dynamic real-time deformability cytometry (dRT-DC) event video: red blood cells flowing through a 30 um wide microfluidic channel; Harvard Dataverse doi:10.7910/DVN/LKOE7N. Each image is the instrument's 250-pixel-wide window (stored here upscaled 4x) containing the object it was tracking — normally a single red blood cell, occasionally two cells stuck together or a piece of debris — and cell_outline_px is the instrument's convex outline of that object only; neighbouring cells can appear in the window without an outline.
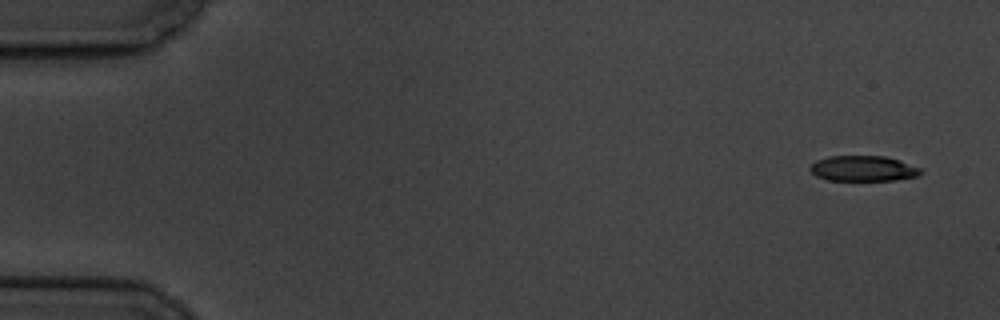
{"species": "common noctule bat (a hibernating species)", "species_latin": "Nyctalus noctula", "temperature_condition": "cold", "stored_images_in_passage": 13, "camera_frame_rate_fps": 3000, "um_per_image_px": 0.085, "animal": {"sex": "male", "body_mass_g": 19.5, "forearm_length_mm": 54.6}, "frame": {"image": 1, "passage_image": 1, "time_ms": 0.0, "image_size_px": [1000, 320], "cell_outline_px": [[924, 172], [920, 176], [896, 180], [828, 180], [816, 176], [808, 168], [816, 160], [828, 156], [884, 156], [924, 168]], "centroid_in_image_um": [73.42, 14.32], "position_along_channel_um": 11.6, "area_um2": 16.59}}
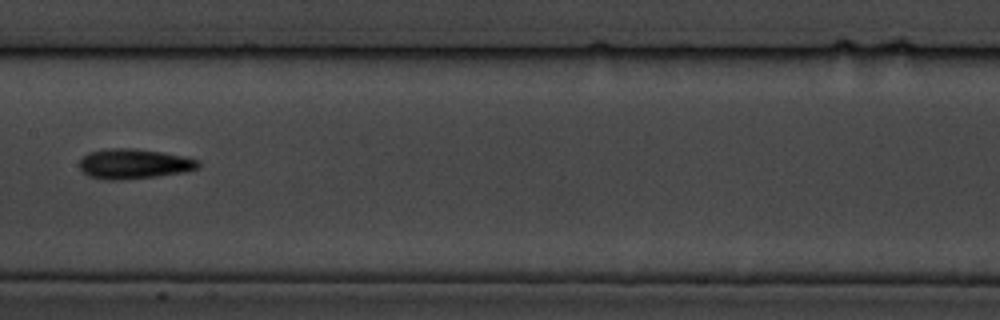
{"frame": {"image": 2, "passage_image": 8, "time_ms": 9.0, "image_size_px": [1000, 320], "cell_outline_px": [[200, 168], [184, 172], [156, 176], [120, 180], [104, 180], [88, 176], [80, 168], [80, 160], [88, 152], [104, 148], [136, 148], [164, 152], [184, 156], [200, 160]], "centroid_in_image_um": [11.4, 13.92], "position_along_channel_um": 196.0, "area_um2": 21.04}}
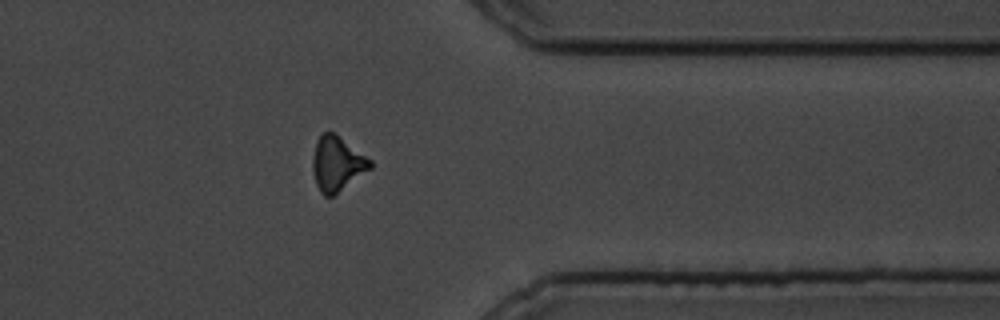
{"frame": {"image": 3, "passage_image": 13, "time_ms": 14.667, "image_size_px": [1000, 320], "cell_outline_px": [[372, 168], [332, 196], [324, 196], [320, 192], [316, 184], [312, 168], [312, 156], [316, 140], [324, 132], [336, 132], [372, 160]], "centroid_in_image_um": [28.65, 13.88], "position_along_channel_um": 382.7, "area_um2": 18.5}, "authors_computed_cell_mechanics": {"area_um2": 18.496, "velocity_mm_per_s": 3.4548, "shape_relaxation_time_tau1_ms": 1.7929, "shape_relaxation_time_tau2_ms": 5.2623, "deformation_change_tau1": 0.0711, "deformation_change_tau2": 0.1312}}